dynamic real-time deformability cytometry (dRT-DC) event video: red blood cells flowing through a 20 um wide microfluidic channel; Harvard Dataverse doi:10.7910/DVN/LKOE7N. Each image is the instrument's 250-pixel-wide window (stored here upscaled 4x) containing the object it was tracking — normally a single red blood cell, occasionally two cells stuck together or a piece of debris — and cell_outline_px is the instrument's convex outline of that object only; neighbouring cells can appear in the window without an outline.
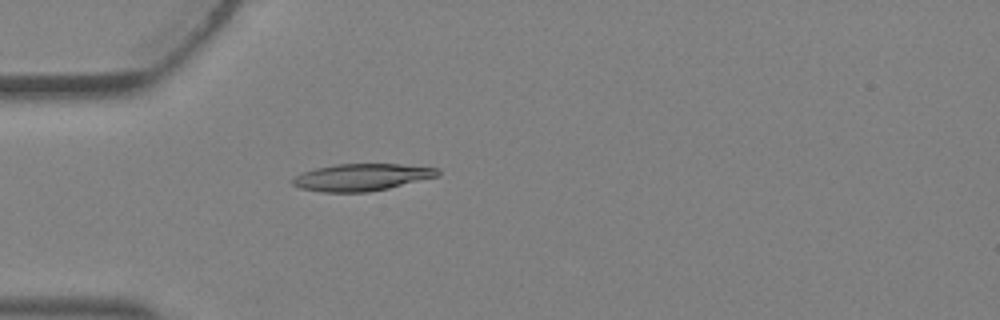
{"species": "Egyptian fruit bat (a non-hibernating species)", "species_latin": "Rousettus aegyptiacus", "temperature_condition": "warm", "stored_images_in_passage": 4, "camera_frame_rate_fps": 3000, "um_per_image_px": 0.085, "animal": {"sex": "female"}, "frame": {"image": 1, "passage_image": 4, "time_ms": 1.0, "image_size_px": [1000, 320], "cell_outline_px": [[440, 176], [388, 188], [368, 192], [324, 192], [300, 188], [292, 184], [292, 180], [296, 176], [304, 172], [316, 168], [336, 164], [400, 164], [440, 168]], "centroid_in_image_um": [30.79, 15.06], "position_along_channel_um": 54.2, "area_um2": 22.83}}